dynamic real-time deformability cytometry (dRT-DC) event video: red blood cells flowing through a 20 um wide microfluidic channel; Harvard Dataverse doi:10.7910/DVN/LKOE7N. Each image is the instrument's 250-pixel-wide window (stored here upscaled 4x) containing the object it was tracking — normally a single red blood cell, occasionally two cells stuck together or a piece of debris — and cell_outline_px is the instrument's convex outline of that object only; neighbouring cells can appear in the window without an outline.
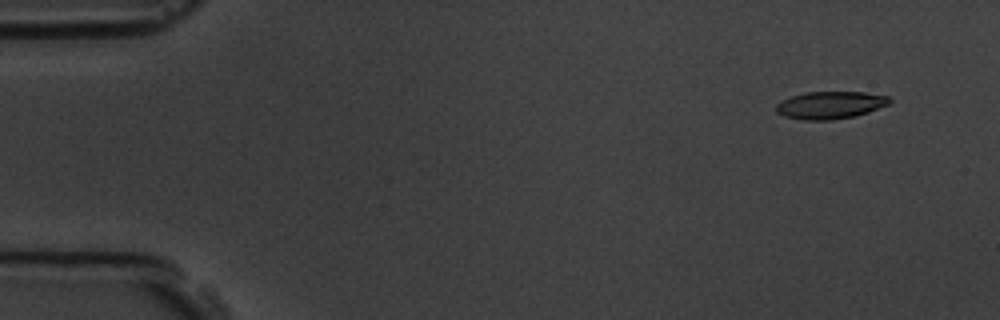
{"species": "common noctule bat (a hibernating species)", "species_latin": "Nyctalus noctula", "temperature_condition": "room temperature", "stored_images_in_passage": 3, "camera_frame_rate_fps": 3000, "um_per_image_px": 0.085, "animal": {"sex": "male", "body_mass_g": 19.5, "forearm_length_mm": 54.6}, "frame": {"image": 1, "passage_image": 1, "time_ms": 0.0, "image_size_px": [1000, 320], "cell_outline_px": [[892, 100], [888, 104], [868, 112], [856, 116], [832, 120], [804, 120], [784, 116], [776, 112], [776, 104], [792, 96], [804, 92], [864, 92], [888, 96]], "centroid_in_image_um": [70.57, 8.93], "position_along_channel_um": 14.4, "area_um2": 18.09}}